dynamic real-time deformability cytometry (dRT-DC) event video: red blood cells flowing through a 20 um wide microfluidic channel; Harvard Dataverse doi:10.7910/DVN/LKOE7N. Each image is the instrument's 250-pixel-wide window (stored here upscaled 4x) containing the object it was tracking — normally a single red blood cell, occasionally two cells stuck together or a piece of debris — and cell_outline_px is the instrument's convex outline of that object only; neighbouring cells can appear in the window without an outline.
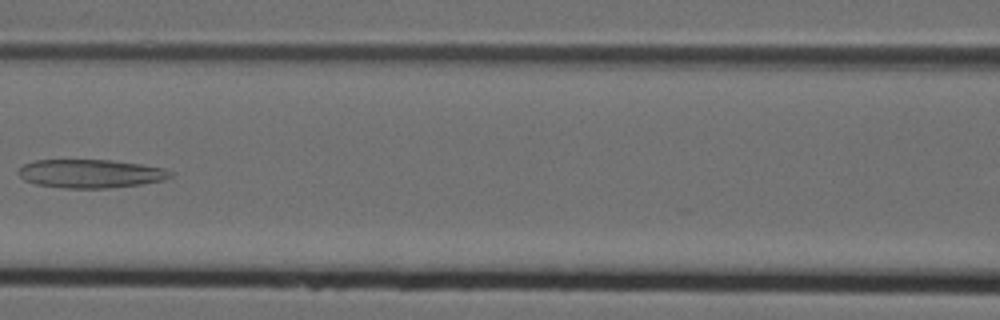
{"species": "Egyptian fruit bat (a non-hibernating species)", "species_latin": "Rousettus aegyptiacus", "temperature_condition": "cold", "stored_images_in_passage": 6, "camera_frame_rate_fps": 3000, "um_per_image_px": 0.085, "animal": {"sex": "female"}, "frame": {"image": 1, "passage_image": 6, "time_ms": 1.667, "image_size_px": [1000, 320], "cell_outline_px": [[176, 172], [172, 176], [164, 180], [140, 184], [108, 188], [64, 188], [36, 184], [24, 180], [16, 172], [24, 164], [36, 160], [112, 160], [140, 164], [164, 168]], "centroid_in_image_um": [7.72, 14.75], "position_along_channel_um": 158.9, "area_um2": 25.32}}